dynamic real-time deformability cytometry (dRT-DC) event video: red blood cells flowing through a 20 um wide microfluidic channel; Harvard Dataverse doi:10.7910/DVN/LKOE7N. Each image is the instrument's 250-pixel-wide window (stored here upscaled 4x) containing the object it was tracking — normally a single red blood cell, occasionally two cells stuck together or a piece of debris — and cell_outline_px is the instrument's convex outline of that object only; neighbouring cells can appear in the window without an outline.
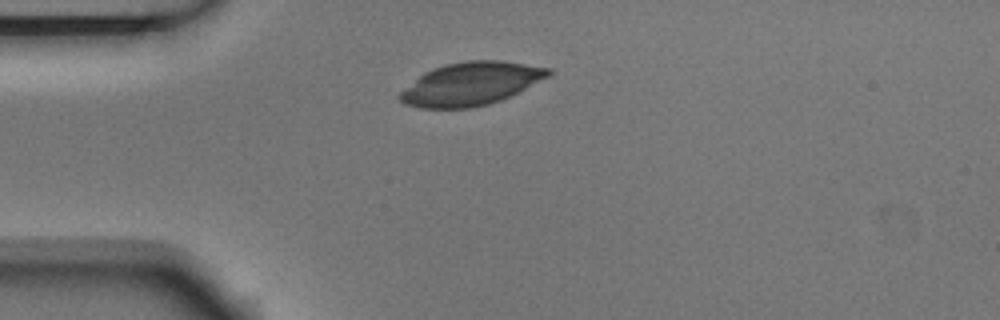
{"species": "Egyptian fruit bat (a non-hibernating species)", "species_latin": "Rousettus aegyptiacus", "temperature_condition": "room temperature", "stored_images_in_passage": 2, "camera_frame_rate_fps": 3000, "um_per_image_px": 0.085, "animal": {"sex": "male"}, "frame": {"image": 1, "passage_image": 1, "time_ms": 0.0, "image_size_px": [1000, 320], "cell_outline_px": [[552, 72], [548, 76], [500, 100], [488, 104], [472, 108], [420, 108], [404, 104], [396, 96], [400, 92], [424, 72], [444, 64], [468, 60], [500, 60], [552, 68]], "centroid_in_image_um": [39.98, 7.12], "position_along_channel_um": 45.0, "area_um2": 36.93}}